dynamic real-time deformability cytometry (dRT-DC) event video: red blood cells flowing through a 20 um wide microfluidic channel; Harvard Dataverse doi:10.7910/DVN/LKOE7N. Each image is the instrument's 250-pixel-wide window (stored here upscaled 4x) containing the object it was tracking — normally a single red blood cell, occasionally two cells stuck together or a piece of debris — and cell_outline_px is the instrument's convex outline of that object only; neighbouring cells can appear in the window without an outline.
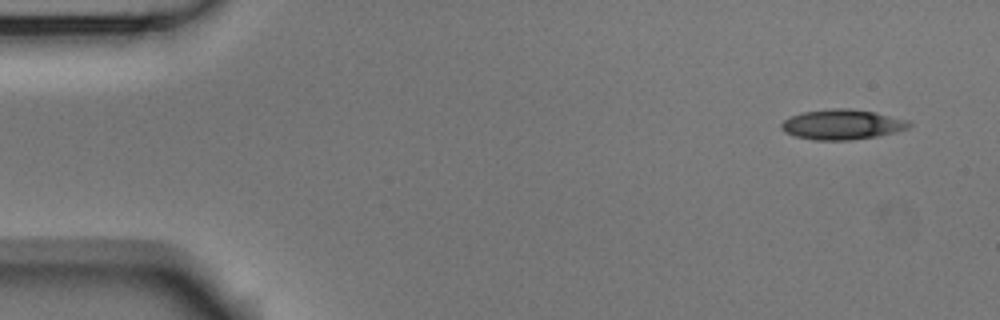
{"species": "Egyptian fruit bat (a non-hibernating species)", "species_latin": "Rousettus aegyptiacus", "temperature_condition": "room temperature", "stored_images_in_passage": 5, "camera_frame_rate_fps": 3000, "um_per_image_px": 0.085, "animal": {"sex": "male"}, "frame": {"image": 1, "passage_image": 1, "time_ms": 0.0, "image_size_px": [1000, 320], "cell_outline_px": [[912, 124], [908, 128], [896, 132], [876, 136], [848, 140], [812, 140], [796, 136], [784, 132], [780, 128], [780, 124], [784, 120], [792, 116], [804, 112], [832, 108], [848, 108], [876, 112], [908, 120]], "centroid_in_image_um": [71.58, 10.58], "position_along_channel_um": 13.4, "area_um2": 22.37}}
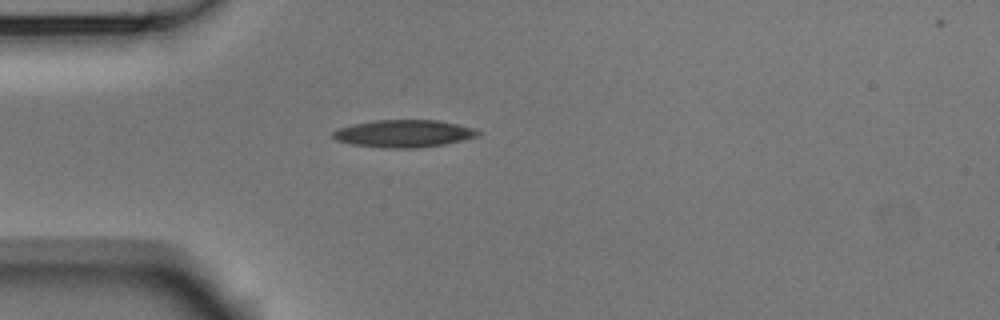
{"frame": {"image": 2, "passage_image": 4, "time_ms": 1.0, "image_size_px": [1000, 320], "cell_outline_px": [[480, 136], [464, 140], [444, 144], [416, 148], [380, 148], [348, 144], [336, 140], [332, 136], [332, 132], [340, 128], [352, 124], [372, 120], [436, 120], [456, 124], [472, 128], [480, 132]], "centroid_in_image_um": [34.28, 11.36], "position_along_channel_um": 50.7, "area_um2": 23.29}}